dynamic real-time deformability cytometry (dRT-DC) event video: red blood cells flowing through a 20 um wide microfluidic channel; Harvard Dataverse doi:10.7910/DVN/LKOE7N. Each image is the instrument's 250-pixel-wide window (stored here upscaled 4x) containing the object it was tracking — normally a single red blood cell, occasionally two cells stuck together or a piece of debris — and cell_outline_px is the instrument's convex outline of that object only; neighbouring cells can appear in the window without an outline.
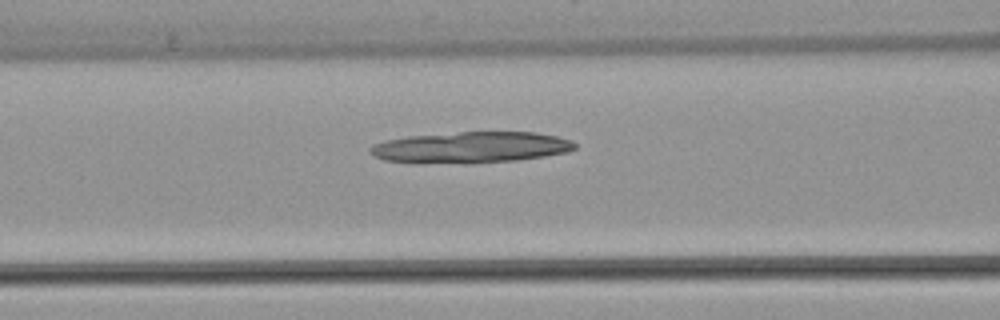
{"species": "common noctule bat (a hibernating species)", "species_latin": "Nyctalus noctula", "temperature_condition": "warm", "stored_images_in_passage": 44, "camera_frame_rate_fps": 3000, "um_per_image_px": 0.085, "animal": {"sex": "female", "body_mass_g": 22.7, "forearm_length_mm": 54.2}, "frame": {"image": 1, "passage_image": 21, "time_ms": 6.667, "image_size_px": [1000, 320], "cell_outline_px": [[576, 148], [568, 152], [544, 156], [516, 160], [468, 164], [412, 164], [384, 160], [368, 152], [368, 148], [372, 144], [384, 140], [408, 136], [460, 132], [536, 132], [556, 136], [572, 140], [576, 144]], "centroid_in_image_um": [39.95, 12.55], "position_along_channel_um": 126.6, "area_um2": 37.97}}
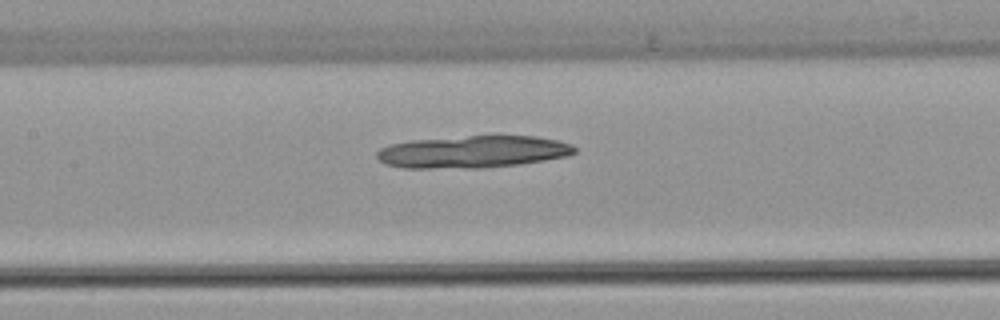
{"frame": {"image": 2, "passage_image": 24, "time_ms": 7.667, "image_size_px": [1000, 320], "cell_outline_px": [[576, 152], [568, 156], [520, 164], [484, 168], [404, 168], [384, 164], [376, 156], [376, 152], [380, 148], [388, 144], [412, 140], [492, 132], [536, 136], [556, 140], [572, 144], [576, 148]], "centroid_in_image_um": [40.21, 12.85], "position_along_channel_um": 167.2, "area_um2": 38.73}}
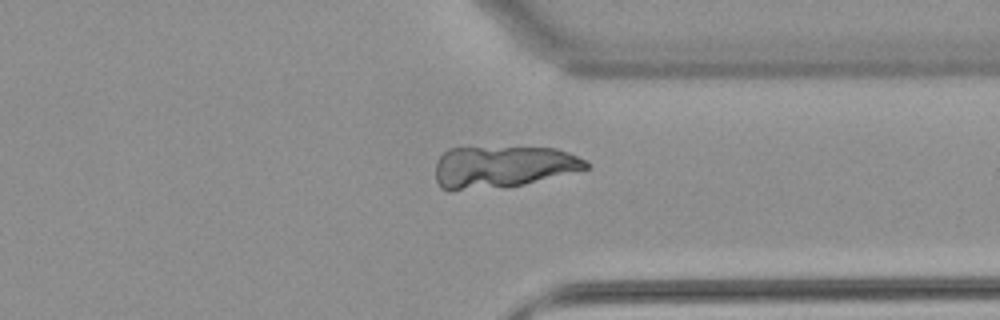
{"frame": {"image": 3, "passage_image": 39, "time_ms": 12.667, "image_size_px": [1000, 320], "cell_outline_px": [[588, 168], [524, 184], [452, 192], [448, 192], [440, 188], [436, 180], [436, 160], [448, 148], [556, 148], [568, 152], [584, 160], [588, 164]], "centroid_in_image_um": [42.64, 14.19], "position_along_channel_um": 368.8, "area_um2": 36.47}}